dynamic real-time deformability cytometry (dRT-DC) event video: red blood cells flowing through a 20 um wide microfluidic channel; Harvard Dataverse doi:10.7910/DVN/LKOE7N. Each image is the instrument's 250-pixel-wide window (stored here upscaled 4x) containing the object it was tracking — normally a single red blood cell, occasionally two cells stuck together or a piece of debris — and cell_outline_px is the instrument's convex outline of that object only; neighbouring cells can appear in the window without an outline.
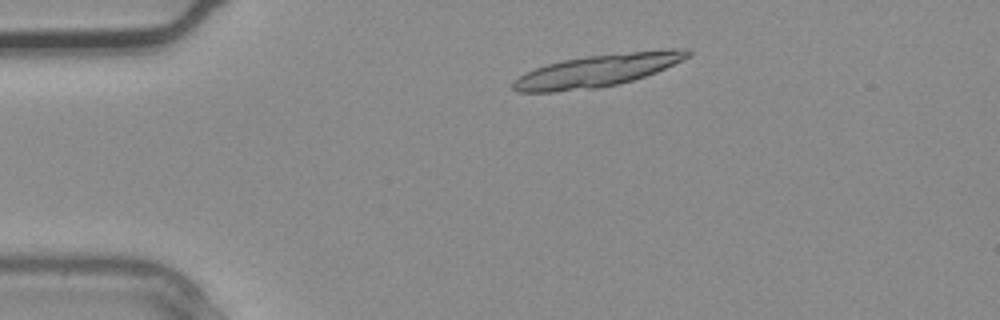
{"species": "common noctule bat (a hibernating species)", "species_latin": "Nyctalus noctula", "temperature_condition": "warm", "stored_images_in_passage": 3, "camera_frame_rate_fps": 3000, "um_per_image_px": 0.085, "animal": {"sex": "male", "body_mass_g": 20.4}, "frame": {"image": 1, "passage_image": 2, "time_ms": 0.333, "image_size_px": [1000, 320], "cell_outline_px": [[692, 52], [688, 56], [656, 72], [632, 80], [600, 88], [552, 92], [516, 92], [512, 88], [512, 84], [524, 72], [560, 60], [588, 56], [672, 48], [688, 48]], "centroid_in_image_um": [50.74, 6.0], "position_along_channel_um": 34.3, "area_um2": 32.48}}